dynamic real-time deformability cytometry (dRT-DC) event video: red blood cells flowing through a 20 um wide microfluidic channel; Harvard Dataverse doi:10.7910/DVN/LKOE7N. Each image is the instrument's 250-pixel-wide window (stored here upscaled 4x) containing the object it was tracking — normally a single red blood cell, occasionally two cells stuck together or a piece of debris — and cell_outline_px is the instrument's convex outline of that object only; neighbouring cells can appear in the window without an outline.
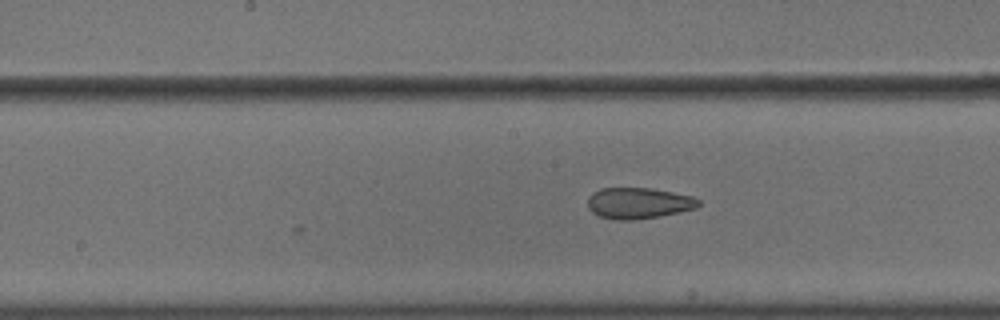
{"species": "common noctule bat (a hibernating species)", "species_latin": "Nyctalus noctula", "temperature_condition": "cold", "stored_images_in_passage": 13, "camera_frame_rate_fps": 3000, "um_per_image_px": 0.085, "animal": {"sex": "male", "body_mass_g": 18.8}, "frame": {"image": 1, "passage_image": 13, "time_ms": 4.0, "image_size_px": [1000, 320], "cell_outline_px": [[700, 204], [696, 208], [660, 216], [632, 220], [620, 220], [596, 216], [588, 208], [588, 196], [592, 192], [600, 188], [652, 188], [692, 196], [700, 200]], "centroid_in_image_um": [54.24, 17.26], "position_along_channel_um": 194.0, "area_um2": 20.17}}